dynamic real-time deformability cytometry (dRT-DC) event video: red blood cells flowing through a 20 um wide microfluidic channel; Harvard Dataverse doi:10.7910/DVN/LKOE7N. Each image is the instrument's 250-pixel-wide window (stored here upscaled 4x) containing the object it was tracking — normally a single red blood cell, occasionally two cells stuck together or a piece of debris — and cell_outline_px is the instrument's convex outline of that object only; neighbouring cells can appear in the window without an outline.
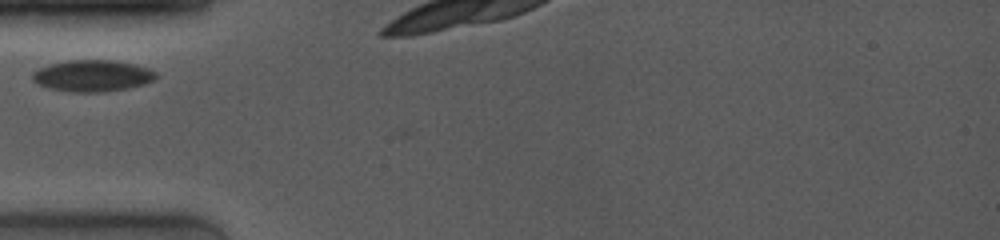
{"species": "common noctule bat (a hibernating species)", "species_latin": "Nyctalus noctula", "temperature_condition": "room temperature", "stored_images_in_passage": 5, "camera_frame_rate_fps": 4000, "um_per_image_px": 0.085, "animal": {"sex": "female", "body_mass_g": 19.0, "forearm_length_mm": 53.3}, "frame": {"image": 1, "passage_image": 2, "time_ms": 0.75, "image_size_px": [1000, 240], "cell_outline_px": [[156, 80], [144, 84], [128, 88], [104, 92], [68, 92], [52, 88], [40, 84], [32, 80], [32, 72], [48, 64], [68, 60], [116, 60], [148, 68], [156, 72]], "centroid_in_image_um": [7.87, 6.44], "position_along_channel_um": 77.1, "area_um2": 22.72}}